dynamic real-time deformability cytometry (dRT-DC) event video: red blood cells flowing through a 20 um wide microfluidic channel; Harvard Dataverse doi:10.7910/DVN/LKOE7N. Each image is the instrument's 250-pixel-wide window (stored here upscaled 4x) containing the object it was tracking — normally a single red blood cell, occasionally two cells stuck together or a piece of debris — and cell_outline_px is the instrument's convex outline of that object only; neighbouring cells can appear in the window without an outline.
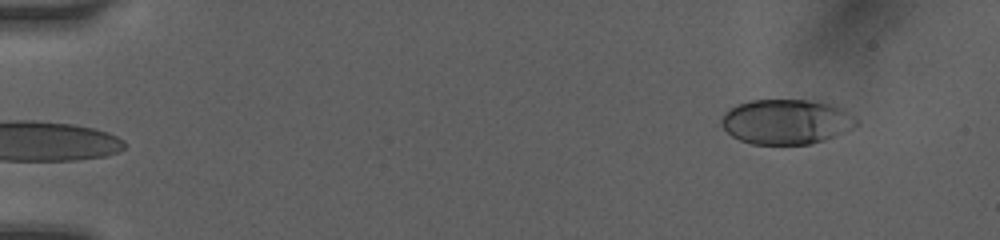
{"species": "human", "species_latin": "Homo sapiens", "temperature_condition": "room temperature", "stored_images_in_passage": 5, "segment_of_instrument_passage": [2, 2], "camera_frame_rate_fps": 3000, "um_per_image_px": 0.085, "donor": {"sex": "female"}, "frame": {"image": 1, "passage_image": 5, "time_ms": 3.0, "image_size_px": [1000, 240], "cell_outline_px": [[860, 124], [852, 128], [824, 140], [808, 144], [752, 144], [740, 140], [732, 136], [720, 124], [720, 120], [724, 112], [748, 100], [808, 100], [832, 104], [840, 108], [860, 120]], "centroid_in_image_um": [66.83, 10.34], "position_along_channel_um": 18.2, "area_um2": 35.26}}